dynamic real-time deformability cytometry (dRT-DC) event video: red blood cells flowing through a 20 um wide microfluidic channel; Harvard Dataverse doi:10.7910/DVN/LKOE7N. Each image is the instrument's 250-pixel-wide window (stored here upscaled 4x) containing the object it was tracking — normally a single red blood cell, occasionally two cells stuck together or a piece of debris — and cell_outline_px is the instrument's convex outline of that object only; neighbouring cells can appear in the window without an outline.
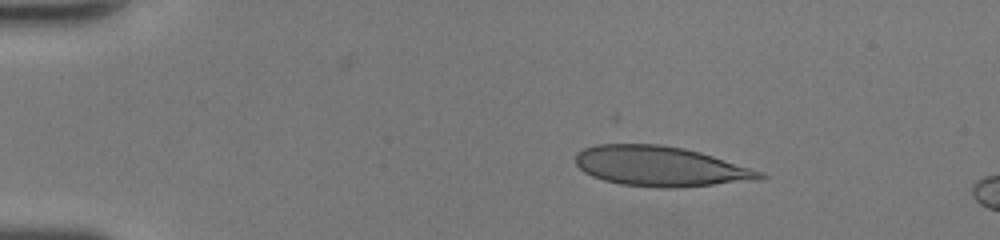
{"species": "human", "species_latin": "Homo sapiens", "temperature_condition": "room temperature", "stored_images_in_passage": 9, "camera_frame_rate_fps": 3000, "um_per_image_px": 0.085, "donor": {"sex": "female"}, "frame": {"image": 1, "passage_image": 1, "time_ms": 0.0, "image_size_px": [1000, 240], "cell_outline_px": [[772, 176], [760, 180], [680, 188], [660, 188], [620, 184], [604, 180], [592, 176], [584, 172], [576, 164], [576, 152], [584, 148], [596, 144], [660, 144], [684, 148], [700, 152], [764, 172]], "centroid_in_image_um": [56.18, 14.15], "position_along_channel_um": 28.8, "area_um2": 43.41}}